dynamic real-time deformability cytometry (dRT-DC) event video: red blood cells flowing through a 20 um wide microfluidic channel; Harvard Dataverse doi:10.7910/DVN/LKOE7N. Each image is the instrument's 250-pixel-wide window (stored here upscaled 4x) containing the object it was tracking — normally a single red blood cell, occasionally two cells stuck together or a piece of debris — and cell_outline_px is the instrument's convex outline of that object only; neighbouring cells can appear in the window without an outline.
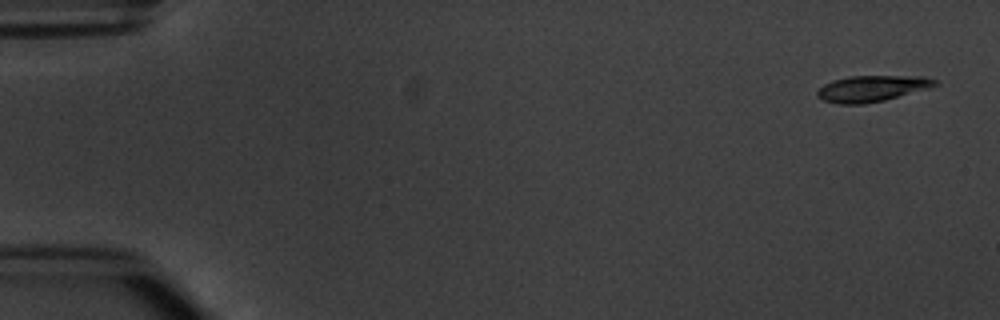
{"species": "common noctule bat (a hibernating species)", "species_latin": "Nyctalus noctula", "temperature_condition": "warm", "stored_images_in_passage": 3, "camera_frame_rate_fps": 3000, "um_per_image_px": 0.085, "animal": {"sex": "male", "body_mass_g": 20.1, "forearm_length_mm": 53.5}, "frame": {"image": 1, "passage_image": 1, "time_ms": 0.0, "image_size_px": [1000, 320], "cell_outline_px": [[940, 84], [928, 88], [884, 100], [864, 104], [840, 104], [824, 100], [816, 96], [816, 92], [824, 84], [832, 80], [848, 76], [924, 76], [936, 80]], "centroid_in_image_um": [74.1, 7.51], "position_along_channel_um": 10.9, "area_um2": 17.86}}